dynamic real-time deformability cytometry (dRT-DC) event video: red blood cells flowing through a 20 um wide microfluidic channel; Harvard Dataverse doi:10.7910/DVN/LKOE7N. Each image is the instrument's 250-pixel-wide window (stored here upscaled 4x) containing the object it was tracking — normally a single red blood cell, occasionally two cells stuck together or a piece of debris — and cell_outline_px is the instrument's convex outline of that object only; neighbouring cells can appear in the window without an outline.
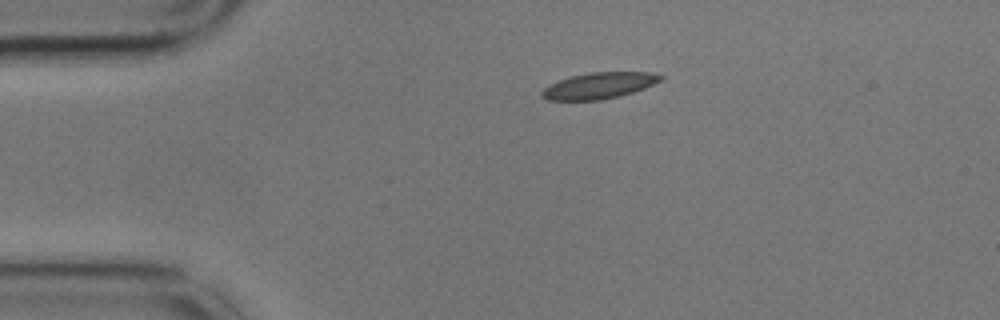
{"species": "common noctule bat (a hibernating species)", "species_latin": "Nyctalus noctula", "temperature_condition": "cold", "stored_images_in_passage": 3, "camera_frame_rate_fps": 3000, "um_per_image_px": 0.085, "animal": {"sex": "male", "body_mass_g": 17.9}, "frame": {"image": 1, "passage_image": 1, "time_ms": 0.0, "image_size_px": [1000, 320], "cell_outline_px": [[664, 76], [660, 80], [644, 88], [620, 96], [600, 100], [548, 100], [540, 96], [540, 92], [544, 88], [560, 80], [572, 76], [592, 72], [648, 72]], "centroid_in_image_um": [50.89, 7.28], "position_along_channel_um": 34.1, "area_um2": 17.86}}
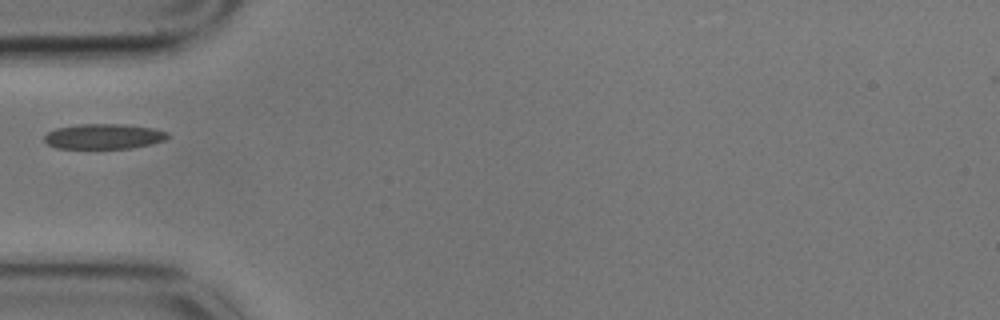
{"frame": {"image": 2, "passage_image": 3, "time_ms": 0.667, "image_size_px": [1000, 320], "cell_outline_px": [[172, 136], [164, 140], [152, 144], [132, 148], [56, 148], [48, 144], [44, 140], [44, 136], [48, 132], [56, 128], [80, 124], [128, 124], [152, 128], [168, 132]], "centroid_in_image_um": [8.86, 11.59], "position_along_channel_um": 76.1, "area_um2": 18.21}}